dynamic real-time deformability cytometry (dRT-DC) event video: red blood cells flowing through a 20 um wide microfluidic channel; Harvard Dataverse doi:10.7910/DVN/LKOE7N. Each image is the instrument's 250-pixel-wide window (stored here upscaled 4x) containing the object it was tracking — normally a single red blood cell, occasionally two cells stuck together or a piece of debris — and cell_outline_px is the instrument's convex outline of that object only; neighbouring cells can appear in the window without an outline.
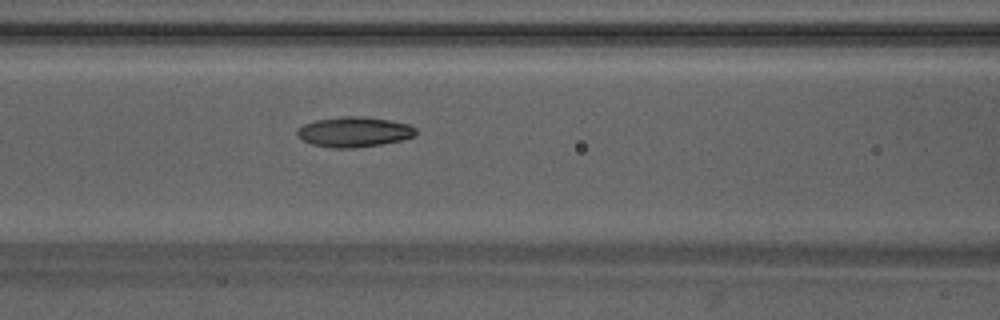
{"species": "Egyptian fruit bat (a non-hibernating species)", "species_latin": "Rousettus aegyptiacus", "temperature_condition": "warm", "stored_images_in_passage": 49, "camera_frame_rate_fps": 3000, "um_per_image_px": 0.085, "animal": {"sex": "male"}, "frame": {"image": 1, "passage_image": 21, "time_ms": 6.667, "image_size_px": [1000, 320], "cell_outline_px": [[416, 136], [400, 140], [380, 144], [352, 148], [332, 148], [312, 144], [296, 136], [296, 132], [304, 124], [316, 120], [344, 116], [364, 116], [392, 120], [408, 124], [416, 128]], "centroid_in_image_um": [30.11, 11.2], "position_along_channel_um": 136.5, "area_um2": 20.81}}
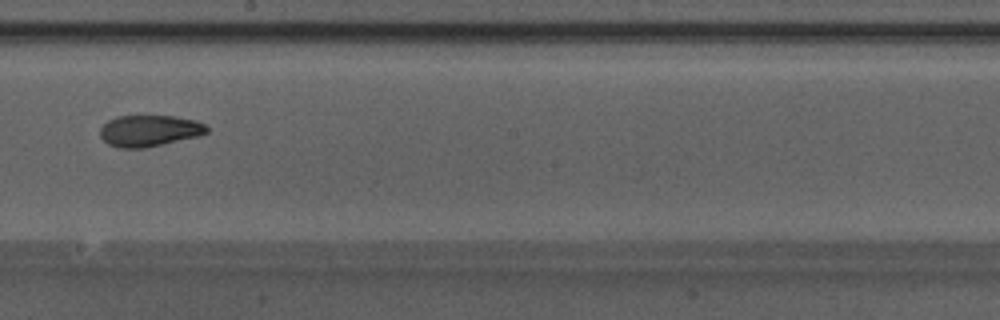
{"frame": {"image": 2, "passage_image": 28, "time_ms": 9.0, "image_size_px": [1000, 320], "cell_outline_px": [[208, 132], [200, 136], [144, 148], [120, 148], [108, 144], [100, 136], [100, 128], [108, 120], [116, 116], [176, 116], [196, 120], [204, 124], [208, 128]], "centroid_in_image_um": [12.7, 11.11], "position_along_channel_um": 235.5, "area_um2": 19.59}}
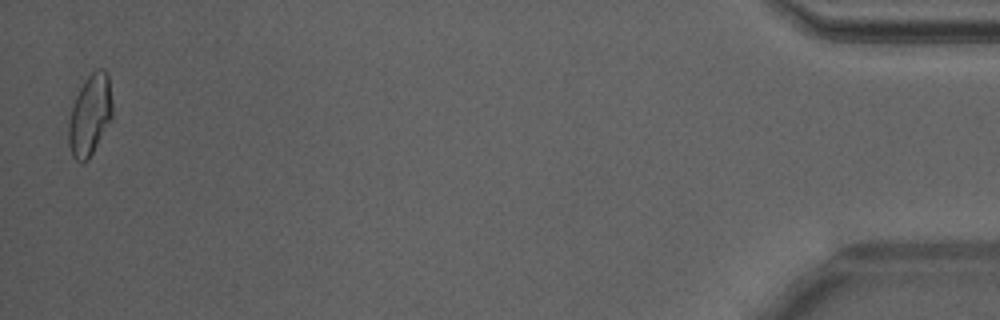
{"frame": {"image": 3, "passage_image": 48, "time_ms": 15.667, "image_size_px": [1000, 320], "cell_outline_px": [[112, 116], [88, 160], [80, 164], [72, 156], [68, 144], [68, 124], [72, 108], [76, 96], [80, 88], [88, 76], [96, 68], [104, 68], [108, 72], [112, 100]], "centroid_in_image_um": [7.64, 9.77], "position_along_channel_um": 427.6, "area_um2": 20.58}, "authors_computed_cell_mechanics": {"area_um2": 20.23, "velocity_mm_per_s": 4.253, "shape_relaxation_time_tau1_ms": 6.7226, "shape_relaxation_time_tau2_ms": 2.4697, "deformation_change_tau1": 0.1929, "deformation_change_tau2": 0.083}}